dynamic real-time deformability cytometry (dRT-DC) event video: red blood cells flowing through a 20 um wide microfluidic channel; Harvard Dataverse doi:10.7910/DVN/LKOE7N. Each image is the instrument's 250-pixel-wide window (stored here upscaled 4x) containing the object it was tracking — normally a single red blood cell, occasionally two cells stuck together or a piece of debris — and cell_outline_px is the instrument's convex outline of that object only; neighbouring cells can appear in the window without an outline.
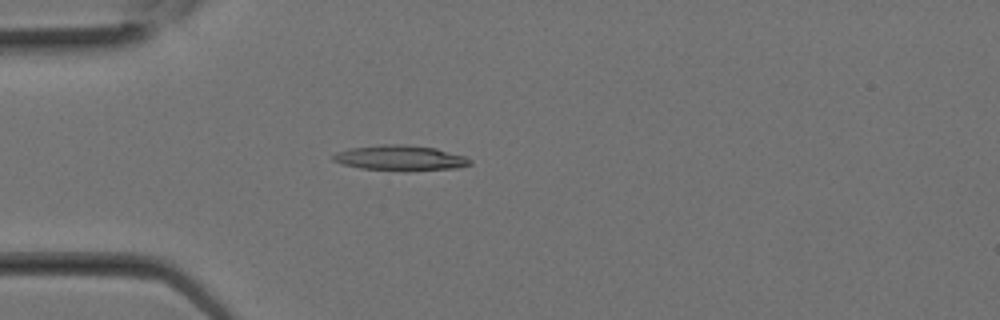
{"species": "Egyptian fruit bat (a non-hibernating species)", "species_latin": "Rousettus aegyptiacus", "temperature_condition": "room temperature", "stored_images_in_passage": 13, "camera_frame_rate_fps": 3000, "um_per_image_px": 0.085, "animal": {"sex": "female"}, "frame": {"image": 1, "passage_image": 6, "time_ms": 1.667, "image_size_px": [1000, 320], "cell_outline_px": [[472, 164], [456, 168], [360, 168], [344, 164], [332, 160], [332, 156], [336, 152], [348, 148], [380, 144], [400, 144], [436, 148], [464, 156], [472, 160]], "centroid_in_image_um": [33.97, 13.37], "position_along_channel_um": 51.0, "area_um2": 19.07}}
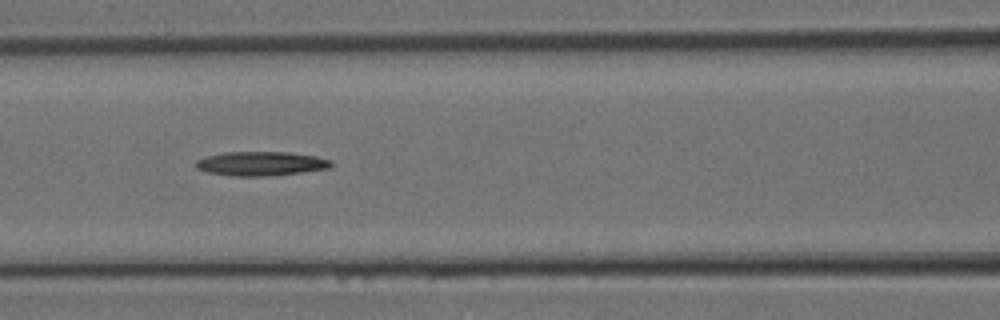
{"frame": {"image": 2, "passage_image": 10, "time_ms": 3.0, "image_size_px": [1000, 320], "cell_outline_px": [[332, 164], [328, 168], [272, 176], [232, 176], [208, 172], [196, 168], [196, 160], [204, 156], [224, 152], [288, 152], [316, 156], [332, 160]], "centroid_in_image_um": [22.15, 13.9], "position_along_channel_um": 144.4, "area_um2": 19.07}}
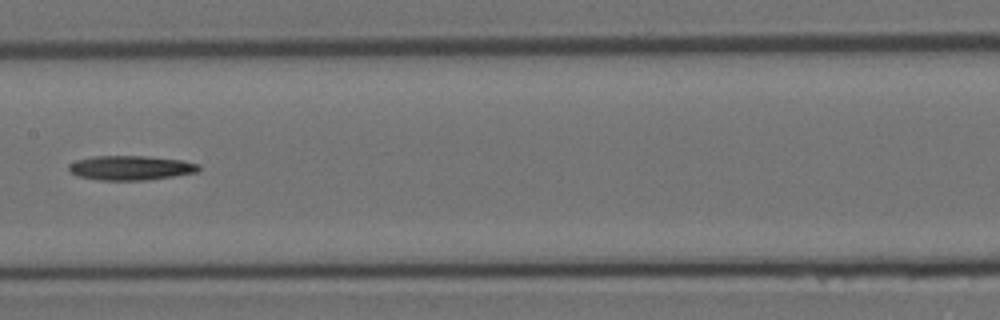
{"frame": {"image": 3, "passage_image": 12, "time_ms": 3.667, "image_size_px": [1000, 320], "cell_outline_px": [[200, 168], [196, 172], [148, 180], [100, 180], [76, 176], [68, 172], [68, 164], [76, 160], [92, 156], [148, 156], [180, 160], [200, 164]], "centroid_in_image_um": [11.05, 14.26], "position_along_channel_um": 196.4, "area_um2": 18.61}}